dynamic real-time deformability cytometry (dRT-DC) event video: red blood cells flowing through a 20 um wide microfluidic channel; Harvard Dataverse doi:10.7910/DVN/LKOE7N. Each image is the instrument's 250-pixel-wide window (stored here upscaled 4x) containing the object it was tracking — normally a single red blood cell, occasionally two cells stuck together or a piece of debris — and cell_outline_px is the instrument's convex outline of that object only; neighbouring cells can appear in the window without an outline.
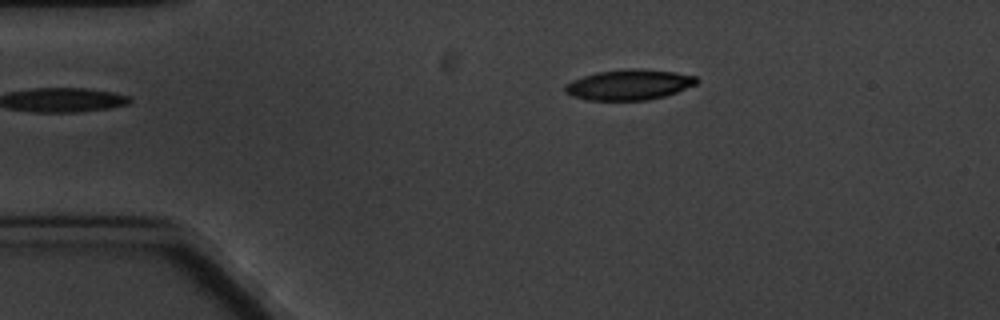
{"species": "common noctule bat (a hibernating species)", "species_latin": "Nyctalus noctula", "temperature_condition": "cold", "stored_images_in_passage": 2, "camera_frame_rate_fps": 3000, "um_per_image_px": 0.085, "animal": {"sex": "male", "body_mass_g": 20.1, "forearm_length_mm": 53.5}, "frame": {"image": 1, "passage_image": 2, "time_ms": 1.333, "image_size_px": [1000, 320], "cell_outline_px": [[700, 80], [696, 84], [676, 92], [664, 96], [648, 100], [588, 100], [572, 96], [564, 92], [564, 84], [572, 80], [596, 72], [628, 68], [636, 68], [676, 72], [696, 76]], "centroid_in_image_um": [53.46, 7.19], "position_along_channel_um": 31.5, "area_um2": 23.47}}